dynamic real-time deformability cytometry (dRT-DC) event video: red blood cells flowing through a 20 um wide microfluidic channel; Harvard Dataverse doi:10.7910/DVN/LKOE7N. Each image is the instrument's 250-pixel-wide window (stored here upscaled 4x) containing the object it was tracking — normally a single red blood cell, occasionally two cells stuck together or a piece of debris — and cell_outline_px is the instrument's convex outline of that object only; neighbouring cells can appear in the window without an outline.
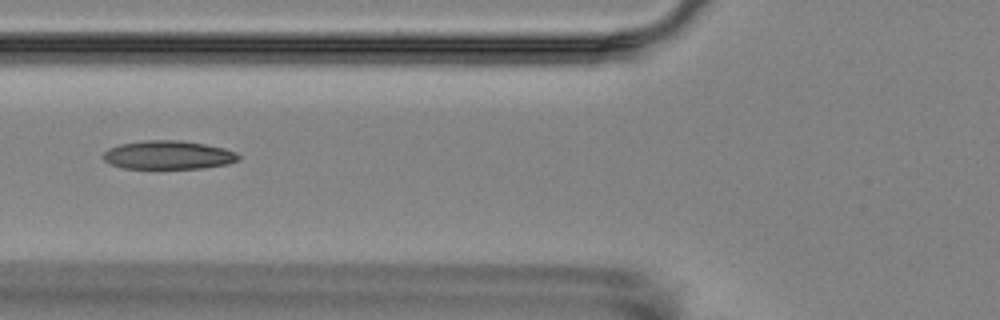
{"species": "Egyptian fruit bat (a non-hibernating species)", "species_latin": "Rousettus aegyptiacus", "temperature_condition": "room temperature", "stored_images_in_passage": 5, "camera_frame_rate_fps": 3000, "um_per_image_px": 0.085, "animal": {"sex": "female"}, "frame": {"image": 1, "passage_image": 2, "time_ms": 1.0, "image_size_px": [1000, 320], "cell_outline_px": [[240, 160], [228, 164], [200, 168], [124, 168], [112, 164], [104, 160], [104, 152], [108, 148], [120, 144], [144, 140], [180, 140], [204, 144], [224, 148], [236, 152], [240, 156]], "centroid_in_image_um": [14.33, 13.17], "position_along_channel_um": 111.5, "area_um2": 22.43}}
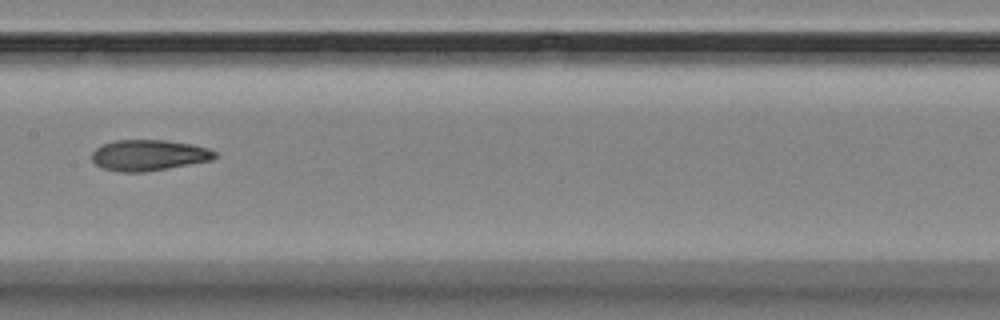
{"frame": {"image": 2, "passage_image": 4, "time_ms": 3.333, "image_size_px": [1000, 320], "cell_outline_px": [[216, 156], [212, 160], [168, 168], [144, 172], [120, 172], [104, 168], [96, 164], [92, 160], [92, 152], [96, 148], [112, 140], [168, 140], [192, 144], [208, 148], [216, 152]], "centroid_in_image_um": [12.65, 13.18], "position_along_channel_um": 194.8, "area_um2": 22.14}}
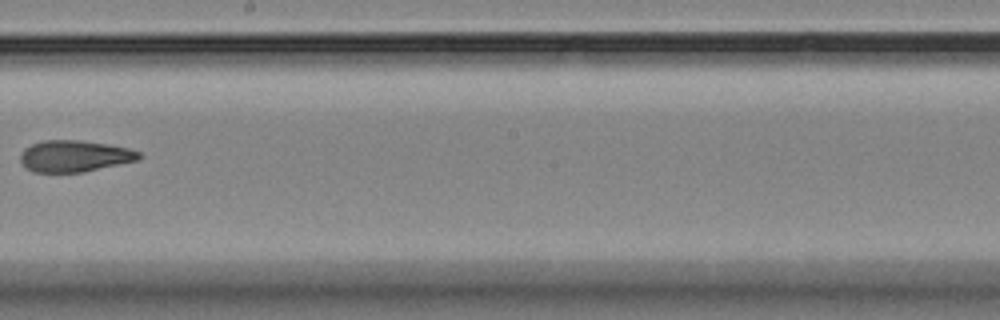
{"frame": {"image": 3, "passage_image": 5, "time_ms": 4.667, "image_size_px": [1000, 320], "cell_outline_px": [[144, 156], [140, 160], [84, 172], [32, 172], [24, 168], [20, 160], [20, 156], [24, 148], [32, 144], [44, 140], [80, 140], [108, 144], [128, 148], [140, 152]], "centroid_in_image_um": [6.35, 13.27], "position_along_channel_um": 241.8, "area_um2": 22.08}}